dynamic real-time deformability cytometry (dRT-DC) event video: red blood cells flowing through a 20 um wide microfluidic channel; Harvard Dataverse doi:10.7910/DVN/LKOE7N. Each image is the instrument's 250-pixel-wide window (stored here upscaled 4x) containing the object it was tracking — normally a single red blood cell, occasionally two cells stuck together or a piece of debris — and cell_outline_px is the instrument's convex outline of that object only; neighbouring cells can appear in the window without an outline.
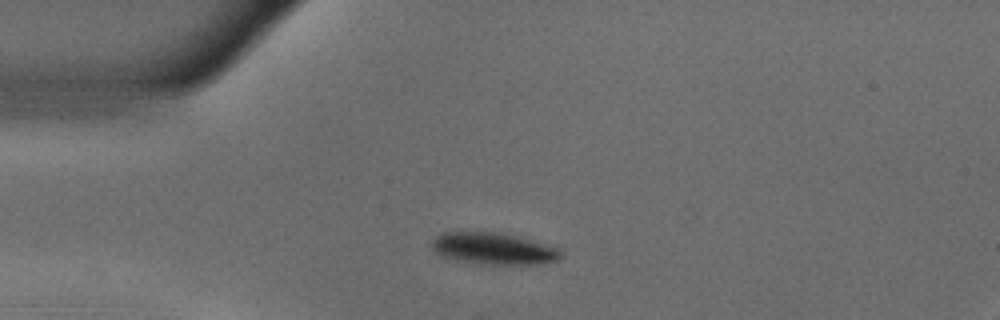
{"species": "common noctule bat (a hibernating species)", "species_latin": "Nyctalus noctula", "temperature_condition": "warm", "stored_images_in_passage": 42, "camera_frame_rate_fps": 3000, "um_per_image_px": 0.085, "animal": {"sex": "male", "body_mass_g": 18.8}, "frame": {"image": 1, "passage_image": 1, "time_ms": 0.0, "image_size_px": [1000, 320], "cell_outline_px": [[560, 256], [556, 260], [540, 264], [480, 264], [456, 260], [440, 256], [428, 244], [436, 236], [444, 232], [492, 232], [516, 236], [556, 244], [560, 252]], "centroid_in_image_um": [41.95, 21.12], "position_along_channel_um": 43.1, "area_um2": 24.16}}
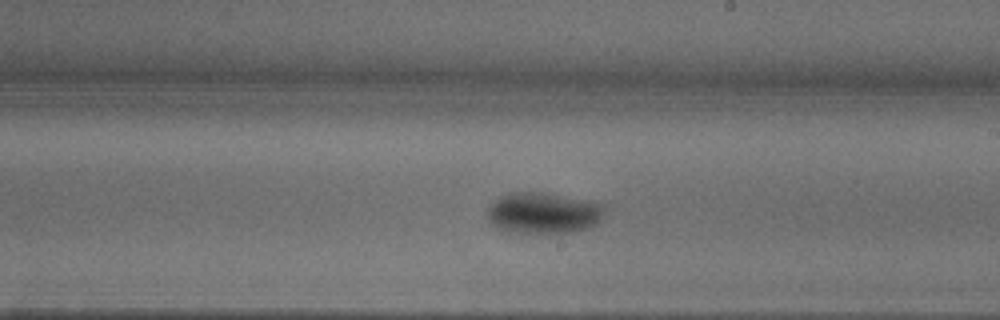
{"frame": {"image": 2, "passage_image": 19, "time_ms": 6.0, "image_size_px": [1000, 320], "cell_outline_px": [[608, 212], [596, 224], [588, 228], [572, 232], [508, 232], [496, 228], [488, 220], [488, 204], [500, 196], [508, 192], [540, 192], [592, 200], [604, 204]], "centroid_in_image_um": [46.22, 18.08], "position_along_channel_um": 242.8, "area_um2": 28.61}}
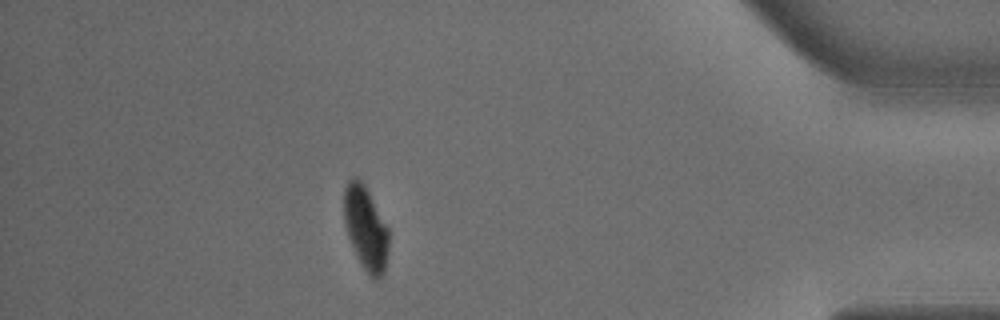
{"frame": {"image": 3, "passage_image": 36, "time_ms": 11.667, "image_size_px": [1000, 320], "cell_outline_px": [[388, 248], [384, 272], [380, 280], [372, 280], [368, 276], [348, 236], [344, 224], [344, 188], [348, 180], [352, 176], [360, 176], [388, 228]], "centroid_in_image_um": [31.08, 19.37], "position_along_channel_um": 404.1, "area_um2": 21.85}, "authors_computed_cell_mechanics": {"area_um2": 26.7903, "velocity_mm_per_s": 3.6546, "shape_relaxation_time_tau1_ms": 4.38, "shape_relaxation_time_tau2_ms": null, "deformation_change_tau1": 0.1641, "deformation_change_tau2": null}}